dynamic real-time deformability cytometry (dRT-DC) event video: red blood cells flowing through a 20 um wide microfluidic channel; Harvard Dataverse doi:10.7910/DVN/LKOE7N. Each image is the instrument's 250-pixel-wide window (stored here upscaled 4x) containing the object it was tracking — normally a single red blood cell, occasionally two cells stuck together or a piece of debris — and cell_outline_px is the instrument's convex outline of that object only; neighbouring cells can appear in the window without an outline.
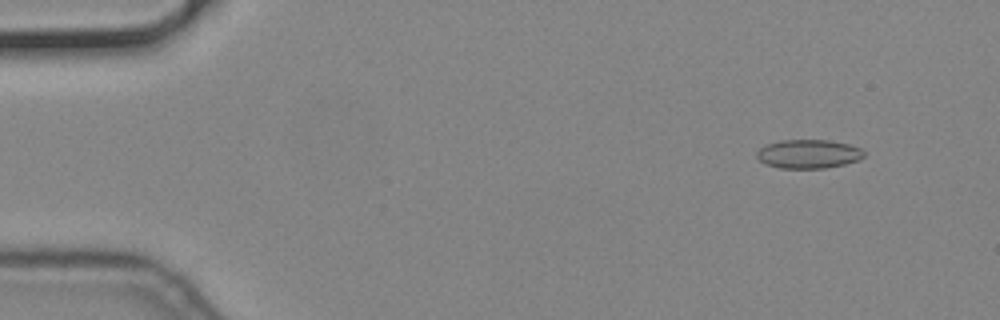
{"species": "common noctule bat (a hibernating species)", "species_latin": "Nyctalus noctula", "temperature_condition": "cold", "stored_images_in_passage": 58, "camera_frame_rate_fps": 3000, "um_per_image_px": 0.085, "animal": {"sex": "male", "body_mass_g": 19.2, "forearm_length_mm": 51.8}, "frame": {"image": 1, "passage_image": 6, "time_ms": 1.667, "image_size_px": [1000, 320], "cell_outline_px": [[864, 156], [860, 160], [844, 164], [824, 168], [780, 168], [764, 164], [756, 156], [756, 152], [764, 144], [780, 140], [828, 140], [848, 144], [860, 148], [864, 152]], "centroid_in_image_um": [68.69, 13.08], "position_along_channel_um": 16.3, "area_um2": 18.09}}
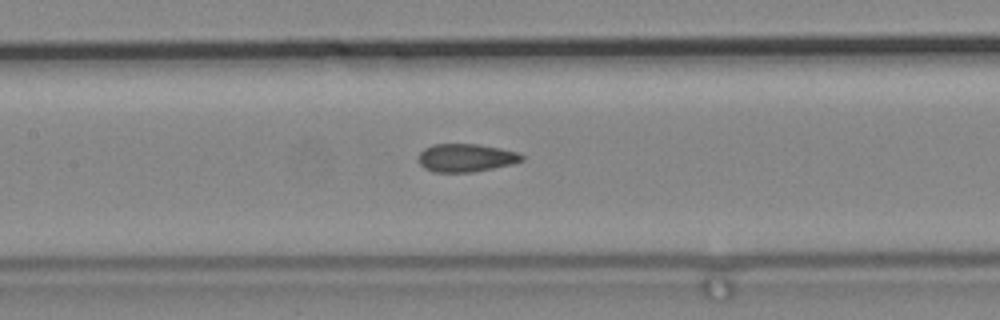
{"frame": {"image": 2, "passage_image": 27, "time_ms": 8.667, "image_size_px": [1000, 320], "cell_outline_px": [[524, 160], [512, 164], [472, 172], [432, 172], [424, 168], [416, 160], [420, 152], [424, 148], [432, 144], [480, 144], [500, 148], [516, 152], [524, 156]], "centroid_in_image_um": [39.56, 13.41], "position_along_channel_um": 167.8, "area_um2": 17.05}}
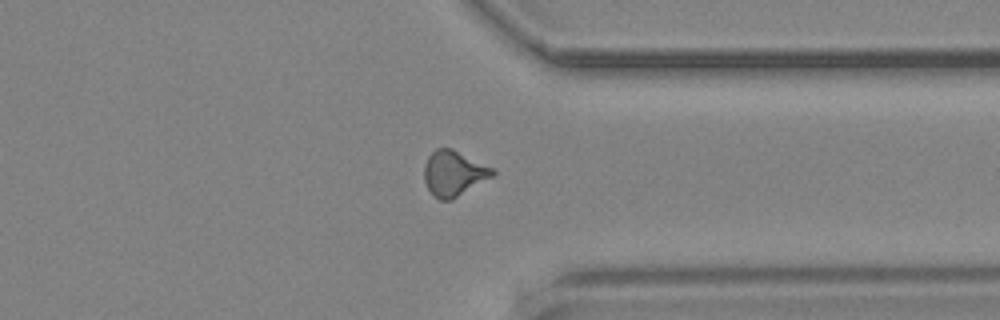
{"frame": {"image": 3, "passage_image": 44, "time_ms": 14.333, "image_size_px": [1000, 320], "cell_outline_px": [[496, 176], [452, 200], [440, 200], [432, 196], [424, 180], [424, 164], [428, 156], [436, 148], [452, 148], [492, 168], [496, 172]], "centroid_in_image_um": [38.58, 14.76], "position_along_channel_um": 372.8, "area_um2": 18.32}}